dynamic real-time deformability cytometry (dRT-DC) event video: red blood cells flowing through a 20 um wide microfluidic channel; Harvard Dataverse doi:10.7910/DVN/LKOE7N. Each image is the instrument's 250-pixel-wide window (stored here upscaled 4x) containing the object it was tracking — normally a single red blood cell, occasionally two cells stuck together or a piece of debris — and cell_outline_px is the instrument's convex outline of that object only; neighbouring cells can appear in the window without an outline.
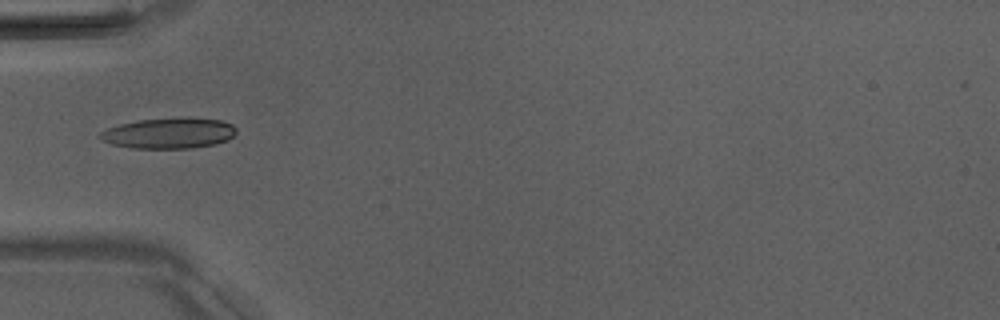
{"species": "Egyptian fruit bat (a non-hibernating species)", "species_latin": "Rousettus aegyptiacus", "temperature_condition": "room temperature", "stored_images_in_passage": 3, "camera_frame_rate_fps": 3000, "um_per_image_px": 0.085, "animal": {"sex": "male"}, "frame": {"image": 1, "passage_image": 3, "time_ms": 2.333, "image_size_px": [1000, 320], "cell_outline_px": [[236, 132], [228, 140], [216, 144], [192, 148], [132, 148], [112, 144], [104, 140], [100, 136], [100, 132], [108, 128], [120, 124], [140, 120], [220, 120], [232, 124], [236, 128]], "centroid_in_image_um": [14.36, 11.36], "position_along_channel_um": 70.6, "area_um2": 23.29}}